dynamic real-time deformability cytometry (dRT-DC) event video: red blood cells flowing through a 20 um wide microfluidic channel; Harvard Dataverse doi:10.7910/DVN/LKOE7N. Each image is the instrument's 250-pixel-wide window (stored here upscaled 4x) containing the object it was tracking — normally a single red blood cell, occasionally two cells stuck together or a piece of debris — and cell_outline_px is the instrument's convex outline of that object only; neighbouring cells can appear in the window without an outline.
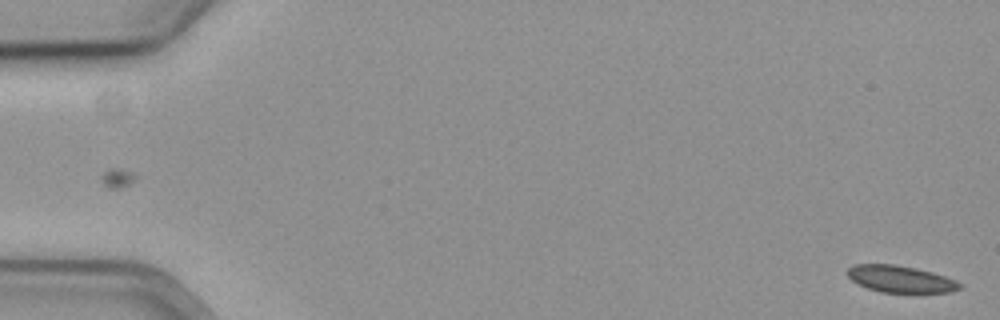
{"species": "common noctule bat (a hibernating species)", "species_latin": "Nyctalus noctula", "temperature_condition": "cold", "stored_images_in_passage": 59, "camera_frame_rate_fps": 3000, "um_per_image_px": 0.085, "animal": {"sex": "female", "body_mass_g": 19.3, "forearm_length_mm": 54.1}, "frame": {"image": 1, "passage_image": 1, "time_ms": 0.0, "image_size_px": [1000, 320], "cell_outline_px": [[964, 284], [960, 288], [952, 292], [880, 292], [868, 288], [852, 280], [844, 272], [852, 264], [896, 264], [916, 268], [932, 272], [956, 280]], "centroid_in_image_um": [76.53, 23.7], "position_along_channel_um": 8.5, "area_um2": 17.63}}
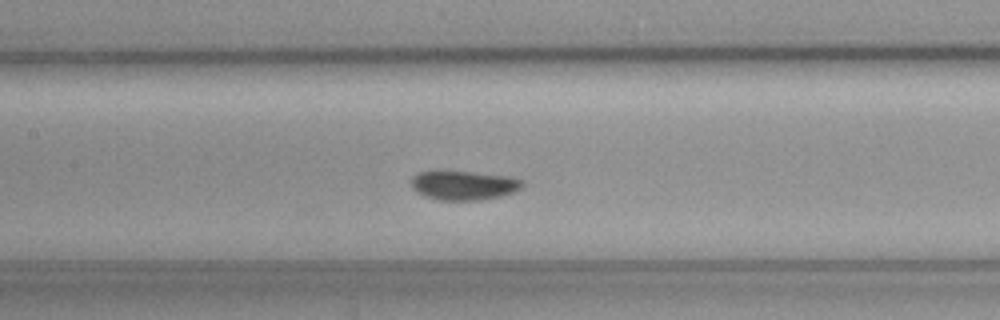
{"frame": {"image": 2, "passage_image": 28, "time_ms": 9.0, "image_size_px": [1000, 320], "cell_outline_px": [[524, 184], [520, 188], [512, 192], [500, 196], [476, 200], [436, 200], [424, 196], [416, 192], [412, 188], [412, 176], [420, 172], [468, 172], [512, 176], [524, 180]], "centroid_in_image_um": [39.43, 15.76], "position_along_channel_um": 168.0, "area_um2": 18.73}}
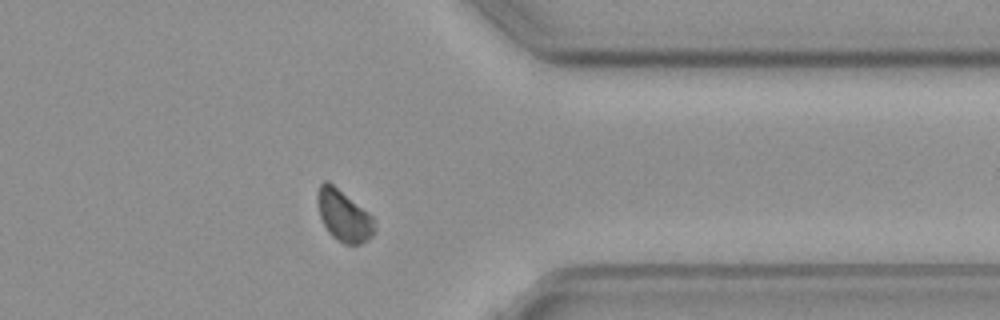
{"frame": {"image": 3, "passage_image": 47, "time_ms": 15.333, "image_size_px": [1000, 320], "cell_outline_px": [[376, 232], [368, 240], [360, 244], [344, 244], [336, 240], [328, 232], [320, 216], [316, 196], [316, 192], [320, 184], [324, 180], [328, 180], [368, 212], [376, 220]], "centroid_in_image_um": [29.23, 18.34], "position_along_channel_um": 382.2, "area_um2": 17.34}}